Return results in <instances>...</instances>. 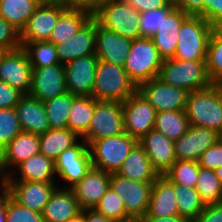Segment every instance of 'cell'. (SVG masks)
Segmentation results:
<instances>
[{"mask_svg": "<svg viewBox=\"0 0 222 222\" xmlns=\"http://www.w3.org/2000/svg\"><path fill=\"white\" fill-rule=\"evenodd\" d=\"M68 9L64 3L37 6L20 32L22 47L27 42L49 41L58 18Z\"/></svg>", "mask_w": 222, "mask_h": 222, "instance_id": "obj_14", "label": "cell"}, {"mask_svg": "<svg viewBox=\"0 0 222 222\" xmlns=\"http://www.w3.org/2000/svg\"><path fill=\"white\" fill-rule=\"evenodd\" d=\"M71 188H55L42 212L44 222H67L81 212Z\"/></svg>", "mask_w": 222, "mask_h": 222, "instance_id": "obj_27", "label": "cell"}, {"mask_svg": "<svg viewBox=\"0 0 222 222\" xmlns=\"http://www.w3.org/2000/svg\"><path fill=\"white\" fill-rule=\"evenodd\" d=\"M95 110V98L92 96H78L72 104L67 120V128L83 137L89 126Z\"/></svg>", "mask_w": 222, "mask_h": 222, "instance_id": "obj_32", "label": "cell"}, {"mask_svg": "<svg viewBox=\"0 0 222 222\" xmlns=\"http://www.w3.org/2000/svg\"><path fill=\"white\" fill-rule=\"evenodd\" d=\"M140 13L164 7H175L173 0H124Z\"/></svg>", "mask_w": 222, "mask_h": 222, "instance_id": "obj_49", "label": "cell"}, {"mask_svg": "<svg viewBox=\"0 0 222 222\" xmlns=\"http://www.w3.org/2000/svg\"><path fill=\"white\" fill-rule=\"evenodd\" d=\"M138 92L148 100L156 112L185 110L188 91L164 83L158 77L142 83Z\"/></svg>", "mask_w": 222, "mask_h": 222, "instance_id": "obj_13", "label": "cell"}, {"mask_svg": "<svg viewBox=\"0 0 222 222\" xmlns=\"http://www.w3.org/2000/svg\"><path fill=\"white\" fill-rule=\"evenodd\" d=\"M206 70L210 81L222 83V28L213 29L207 46Z\"/></svg>", "mask_w": 222, "mask_h": 222, "instance_id": "obj_37", "label": "cell"}, {"mask_svg": "<svg viewBox=\"0 0 222 222\" xmlns=\"http://www.w3.org/2000/svg\"><path fill=\"white\" fill-rule=\"evenodd\" d=\"M189 16L177 8H174L167 16H162V23L151 39L163 59L174 57L180 27Z\"/></svg>", "mask_w": 222, "mask_h": 222, "instance_id": "obj_23", "label": "cell"}, {"mask_svg": "<svg viewBox=\"0 0 222 222\" xmlns=\"http://www.w3.org/2000/svg\"><path fill=\"white\" fill-rule=\"evenodd\" d=\"M186 116L191 126L208 128L219 133L222 129V92L219 84L188 93Z\"/></svg>", "mask_w": 222, "mask_h": 222, "instance_id": "obj_1", "label": "cell"}, {"mask_svg": "<svg viewBox=\"0 0 222 222\" xmlns=\"http://www.w3.org/2000/svg\"><path fill=\"white\" fill-rule=\"evenodd\" d=\"M0 46L6 50H15L22 47L20 31L3 17H0Z\"/></svg>", "mask_w": 222, "mask_h": 222, "instance_id": "obj_46", "label": "cell"}, {"mask_svg": "<svg viewBox=\"0 0 222 222\" xmlns=\"http://www.w3.org/2000/svg\"><path fill=\"white\" fill-rule=\"evenodd\" d=\"M174 8L164 7L141 13L139 20L141 37H153L162 23V16H167Z\"/></svg>", "mask_w": 222, "mask_h": 222, "instance_id": "obj_44", "label": "cell"}, {"mask_svg": "<svg viewBox=\"0 0 222 222\" xmlns=\"http://www.w3.org/2000/svg\"><path fill=\"white\" fill-rule=\"evenodd\" d=\"M140 15L124 0H107L93 14V18L101 27L134 40L141 37Z\"/></svg>", "mask_w": 222, "mask_h": 222, "instance_id": "obj_5", "label": "cell"}, {"mask_svg": "<svg viewBox=\"0 0 222 222\" xmlns=\"http://www.w3.org/2000/svg\"><path fill=\"white\" fill-rule=\"evenodd\" d=\"M26 50L32 68H41L60 64L56 45L49 41L27 42Z\"/></svg>", "mask_w": 222, "mask_h": 222, "instance_id": "obj_39", "label": "cell"}, {"mask_svg": "<svg viewBox=\"0 0 222 222\" xmlns=\"http://www.w3.org/2000/svg\"><path fill=\"white\" fill-rule=\"evenodd\" d=\"M174 192L179 216L192 222L205 208V203L201 200L198 191L195 188L174 183Z\"/></svg>", "mask_w": 222, "mask_h": 222, "instance_id": "obj_35", "label": "cell"}, {"mask_svg": "<svg viewBox=\"0 0 222 222\" xmlns=\"http://www.w3.org/2000/svg\"><path fill=\"white\" fill-rule=\"evenodd\" d=\"M132 40L101 27L96 21L95 55L103 60L124 67Z\"/></svg>", "mask_w": 222, "mask_h": 222, "instance_id": "obj_20", "label": "cell"}, {"mask_svg": "<svg viewBox=\"0 0 222 222\" xmlns=\"http://www.w3.org/2000/svg\"><path fill=\"white\" fill-rule=\"evenodd\" d=\"M0 192V222H6L7 199L10 197L6 183L1 186ZM3 190V191H2Z\"/></svg>", "mask_w": 222, "mask_h": 222, "instance_id": "obj_52", "label": "cell"}, {"mask_svg": "<svg viewBox=\"0 0 222 222\" xmlns=\"http://www.w3.org/2000/svg\"><path fill=\"white\" fill-rule=\"evenodd\" d=\"M222 28V0H214V29Z\"/></svg>", "mask_w": 222, "mask_h": 222, "instance_id": "obj_54", "label": "cell"}, {"mask_svg": "<svg viewBox=\"0 0 222 222\" xmlns=\"http://www.w3.org/2000/svg\"><path fill=\"white\" fill-rule=\"evenodd\" d=\"M67 92L63 64L33 68L29 95L45 102Z\"/></svg>", "mask_w": 222, "mask_h": 222, "instance_id": "obj_17", "label": "cell"}, {"mask_svg": "<svg viewBox=\"0 0 222 222\" xmlns=\"http://www.w3.org/2000/svg\"><path fill=\"white\" fill-rule=\"evenodd\" d=\"M107 0H63L64 4L69 9L84 10L92 15L106 2Z\"/></svg>", "mask_w": 222, "mask_h": 222, "instance_id": "obj_51", "label": "cell"}, {"mask_svg": "<svg viewBox=\"0 0 222 222\" xmlns=\"http://www.w3.org/2000/svg\"><path fill=\"white\" fill-rule=\"evenodd\" d=\"M85 222H114V221L98 213L95 209H87L85 210Z\"/></svg>", "mask_w": 222, "mask_h": 222, "instance_id": "obj_53", "label": "cell"}, {"mask_svg": "<svg viewBox=\"0 0 222 222\" xmlns=\"http://www.w3.org/2000/svg\"><path fill=\"white\" fill-rule=\"evenodd\" d=\"M78 96L66 92L60 96L44 102L46 115L49 121L50 129L67 128V120L73 101Z\"/></svg>", "mask_w": 222, "mask_h": 222, "instance_id": "obj_36", "label": "cell"}, {"mask_svg": "<svg viewBox=\"0 0 222 222\" xmlns=\"http://www.w3.org/2000/svg\"><path fill=\"white\" fill-rule=\"evenodd\" d=\"M218 140L216 131L190 125L188 131L174 142L176 159L198 162L202 153Z\"/></svg>", "mask_w": 222, "mask_h": 222, "instance_id": "obj_18", "label": "cell"}, {"mask_svg": "<svg viewBox=\"0 0 222 222\" xmlns=\"http://www.w3.org/2000/svg\"><path fill=\"white\" fill-rule=\"evenodd\" d=\"M6 222H44L42 213L23 207L11 197L7 199Z\"/></svg>", "mask_w": 222, "mask_h": 222, "instance_id": "obj_45", "label": "cell"}, {"mask_svg": "<svg viewBox=\"0 0 222 222\" xmlns=\"http://www.w3.org/2000/svg\"><path fill=\"white\" fill-rule=\"evenodd\" d=\"M96 20L92 17L72 38L56 45L60 64L95 54Z\"/></svg>", "mask_w": 222, "mask_h": 222, "instance_id": "obj_22", "label": "cell"}, {"mask_svg": "<svg viewBox=\"0 0 222 222\" xmlns=\"http://www.w3.org/2000/svg\"><path fill=\"white\" fill-rule=\"evenodd\" d=\"M98 57H79L64 65L67 92L75 96H92Z\"/></svg>", "mask_w": 222, "mask_h": 222, "instance_id": "obj_15", "label": "cell"}, {"mask_svg": "<svg viewBox=\"0 0 222 222\" xmlns=\"http://www.w3.org/2000/svg\"><path fill=\"white\" fill-rule=\"evenodd\" d=\"M15 111L23 131L40 135L50 129L44 102L41 100L24 95Z\"/></svg>", "mask_w": 222, "mask_h": 222, "instance_id": "obj_26", "label": "cell"}, {"mask_svg": "<svg viewBox=\"0 0 222 222\" xmlns=\"http://www.w3.org/2000/svg\"><path fill=\"white\" fill-rule=\"evenodd\" d=\"M195 189L205 205L222 203V184L215 170L199 167Z\"/></svg>", "mask_w": 222, "mask_h": 222, "instance_id": "obj_38", "label": "cell"}, {"mask_svg": "<svg viewBox=\"0 0 222 222\" xmlns=\"http://www.w3.org/2000/svg\"><path fill=\"white\" fill-rule=\"evenodd\" d=\"M23 96L18 89L0 80V109L15 108Z\"/></svg>", "mask_w": 222, "mask_h": 222, "instance_id": "obj_48", "label": "cell"}, {"mask_svg": "<svg viewBox=\"0 0 222 222\" xmlns=\"http://www.w3.org/2000/svg\"><path fill=\"white\" fill-rule=\"evenodd\" d=\"M22 131L15 108L0 109V152Z\"/></svg>", "mask_w": 222, "mask_h": 222, "instance_id": "obj_43", "label": "cell"}, {"mask_svg": "<svg viewBox=\"0 0 222 222\" xmlns=\"http://www.w3.org/2000/svg\"><path fill=\"white\" fill-rule=\"evenodd\" d=\"M218 136H219V141L222 142V129H221V131L218 133Z\"/></svg>", "mask_w": 222, "mask_h": 222, "instance_id": "obj_62", "label": "cell"}, {"mask_svg": "<svg viewBox=\"0 0 222 222\" xmlns=\"http://www.w3.org/2000/svg\"><path fill=\"white\" fill-rule=\"evenodd\" d=\"M92 167L90 150L84 139L64 150L55 160L56 174L69 183L68 188L79 182Z\"/></svg>", "mask_w": 222, "mask_h": 222, "instance_id": "obj_11", "label": "cell"}, {"mask_svg": "<svg viewBox=\"0 0 222 222\" xmlns=\"http://www.w3.org/2000/svg\"><path fill=\"white\" fill-rule=\"evenodd\" d=\"M192 222H222V203L207 204Z\"/></svg>", "mask_w": 222, "mask_h": 222, "instance_id": "obj_50", "label": "cell"}, {"mask_svg": "<svg viewBox=\"0 0 222 222\" xmlns=\"http://www.w3.org/2000/svg\"><path fill=\"white\" fill-rule=\"evenodd\" d=\"M163 60L152 39L140 37L132 40L124 69L139 87L159 76Z\"/></svg>", "mask_w": 222, "mask_h": 222, "instance_id": "obj_4", "label": "cell"}, {"mask_svg": "<svg viewBox=\"0 0 222 222\" xmlns=\"http://www.w3.org/2000/svg\"><path fill=\"white\" fill-rule=\"evenodd\" d=\"M138 91L126 70L103 60H98L92 97L98 101L123 103Z\"/></svg>", "mask_w": 222, "mask_h": 222, "instance_id": "obj_2", "label": "cell"}, {"mask_svg": "<svg viewBox=\"0 0 222 222\" xmlns=\"http://www.w3.org/2000/svg\"><path fill=\"white\" fill-rule=\"evenodd\" d=\"M153 183L130 180L117 173H112L110 176V187L123 200L130 218H145Z\"/></svg>", "mask_w": 222, "mask_h": 222, "instance_id": "obj_9", "label": "cell"}, {"mask_svg": "<svg viewBox=\"0 0 222 222\" xmlns=\"http://www.w3.org/2000/svg\"><path fill=\"white\" fill-rule=\"evenodd\" d=\"M219 84V86H220V88H221V92H222V83H218Z\"/></svg>", "mask_w": 222, "mask_h": 222, "instance_id": "obj_63", "label": "cell"}, {"mask_svg": "<svg viewBox=\"0 0 222 222\" xmlns=\"http://www.w3.org/2000/svg\"><path fill=\"white\" fill-rule=\"evenodd\" d=\"M179 216L174 183L160 175L152 185L148 212L145 217Z\"/></svg>", "mask_w": 222, "mask_h": 222, "instance_id": "obj_25", "label": "cell"}, {"mask_svg": "<svg viewBox=\"0 0 222 222\" xmlns=\"http://www.w3.org/2000/svg\"><path fill=\"white\" fill-rule=\"evenodd\" d=\"M199 166L211 170L222 167V142L217 141L205 150L198 161Z\"/></svg>", "mask_w": 222, "mask_h": 222, "instance_id": "obj_47", "label": "cell"}, {"mask_svg": "<svg viewBox=\"0 0 222 222\" xmlns=\"http://www.w3.org/2000/svg\"><path fill=\"white\" fill-rule=\"evenodd\" d=\"M37 6L33 0H0V17L21 32Z\"/></svg>", "mask_w": 222, "mask_h": 222, "instance_id": "obj_34", "label": "cell"}, {"mask_svg": "<svg viewBox=\"0 0 222 222\" xmlns=\"http://www.w3.org/2000/svg\"><path fill=\"white\" fill-rule=\"evenodd\" d=\"M77 137L69 128L49 129L39 135L40 153L55 161L64 150L77 143Z\"/></svg>", "mask_w": 222, "mask_h": 222, "instance_id": "obj_31", "label": "cell"}, {"mask_svg": "<svg viewBox=\"0 0 222 222\" xmlns=\"http://www.w3.org/2000/svg\"><path fill=\"white\" fill-rule=\"evenodd\" d=\"M199 163L196 161L176 160L164 174L172 183L195 188L198 180Z\"/></svg>", "mask_w": 222, "mask_h": 222, "instance_id": "obj_40", "label": "cell"}, {"mask_svg": "<svg viewBox=\"0 0 222 222\" xmlns=\"http://www.w3.org/2000/svg\"><path fill=\"white\" fill-rule=\"evenodd\" d=\"M124 132L122 103L95 99V110L89 130L82 139L89 145L93 140L113 137Z\"/></svg>", "mask_w": 222, "mask_h": 222, "instance_id": "obj_8", "label": "cell"}, {"mask_svg": "<svg viewBox=\"0 0 222 222\" xmlns=\"http://www.w3.org/2000/svg\"><path fill=\"white\" fill-rule=\"evenodd\" d=\"M94 209L114 222H124L130 219L124 207L123 200L111 187L102 196Z\"/></svg>", "mask_w": 222, "mask_h": 222, "instance_id": "obj_41", "label": "cell"}, {"mask_svg": "<svg viewBox=\"0 0 222 222\" xmlns=\"http://www.w3.org/2000/svg\"><path fill=\"white\" fill-rule=\"evenodd\" d=\"M10 197L23 207L42 213L55 188V182L6 181Z\"/></svg>", "mask_w": 222, "mask_h": 222, "instance_id": "obj_16", "label": "cell"}, {"mask_svg": "<svg viewBox=\"0 0 222 222\" xmlns=\"http://www.w3.org/2000/svg\"><path fill=\"white\" fill-rule=\"evenodd\" d=\"M111 173L92 167L90 171L71 187L81 210L94 209L110 188Z\"/></svg>", "mask_w": 222, "mask_h": 222, "instance_id": "obj_19", "label": "cell"}, {"mask_svg": "<svg viewBox=\"0 0 222 222\" xmlns=\"http://www.w3.org/2000/svg\"><path fill=\"white\" fill-rule=\"evenodd\" d=\"M138 143L144 148L159 175H164L177 160L174 142L155 129H152Z\"/></svg>", "mask_w": 222, "mask_h": 222, "instance_id": "obj_21", "label": "cell"}, {"mask_svg": "<svg viewBox=\"0 0 222 222\" xmlns=\"http://www.w3.org/2000/svg\"><path fill=\"white\" fill-rule=\"evenodd\" d=\"M93 15L84 10L67 9L59 18L51 32L49 42L57 45L72 38Z\"/></svg>", "mask_w": 222, "mask_h": 222, "instance_id": "obj_30", "label": "cell"}, {"mask_svg": "<svg viewBox=\"0 0 222 222\" xmlns=\"http://www.w3.org/2000/svg\"><path fill=\"white\" fill-rule=\"evenodd\" d=\"M147 222H189L186 218L181 216L171 217H145Z\"/></svg>", "mask_w": 222, "mask_h": 222, "instance_id": "obj_55", "label": "cell"}, {"mask_svg": "<svg viewBox=\"0 0 222 222\" xmlns=\"http://www.w3.org/2000/svg\"><path fill=\"white\" fill-rule=\"evenodd\" d=\"M158 78L188 92L204 89L212 84L207 74L206 60L164 59Z\"/></svg>", "mask_w": 222, "mask_h": 222, "instance_id": "obj_3", "label": "cell"}, {"mask_svg": "<svg viewBox=\"0 0 222 222\" xmlns=\"http://www.w3.org/2000/svg\"><path fill=\"white\" fill-rule=\"evenodd\" d=\"M213 29L206 19L190 15L180 27L173 58L185 61L206 60L208 41Z\"/></svg>", "mask_w": 222, "mask_h": 222, "instance_id": "obj_7", "label": "cell"}, {"mask_svg": "<svg viewBox=\"0 0 222 222\" xmlns=\"http://www.w3.org/2000/svg\"><path fill=\"white\" fill-rule=\"evenodd\" d=\"M124 222H147V220L145 218H130Z\"/></svg>", "mask_w": 222, "mask_h": 222, "instance_id": "obj_58", "label": "cell"}, {"mask_svg": "<svg viewBox=\"0 0 222 222\" xmlns=\"http://www.w3.org/2000/svg\"><path fill=\"white\" fill-rule=\"evenodd\" d=\"M7 50L5 48H3L2 46H0V60L3 57V55L5 54Z\"/></svg>", "mask_w": 222, "mask_h": 222, "instance_id": "obj_61", "label": "cell"}, {"mask_svg": "<svg viewBox=\"0 0 222 222\" xmlns=\"http://www.w3.org/2000/svg\"><path fill=\"white\" fill-rule=\"evenodd\" d=\"M32 66L26 50L20 47L7 50L0 60V80L29 95L32 83Z\"/></svg>", "mask_w": 222, "mask_h": 222, "instance_id": "obj_12", "label": "cell"}, {"mask_svg": "<svg viewBox=\"0 0 222 222\" xmlns=\"http://www.w3.org/2000/svg\"><path fill=\"white\" fill-rule=\"evenodd\" d=\"M17 167L20 172V177H18L19 179H15L13 174H10L9 172L6 176V181L55 182V161L47 158L42 153H38L30 157L17 165L16 168Z\"/></svg>", "mask_w": 222, "mask_h": 222, "instance_id": "obj_29", "label": "cell"}, {"mask_svg": "<svg viewBox=\"0 0 222 222\" xmlns=\"http://www.w3.org/2000/svg\"><path fill=\"white\" fill-rule=\"evenodd\" d=\"M38 6L64 3L63 0H33Z\"/></svg>", "mask_w": 222, "mask_h": 222, "instance_id": "obj_56", "label": "cell"}, {"mask_svg": "<svg viewBox=\"0 0 222 222\" xmlns=\"http://www.w3.org/2000/svg\"><path fill=\"white\" fill-rule=\"evenodd\" d=\"M40 153L39 135L22 131L16 135L0 152V166L5 177L7 167H16L23 161Z\"/></svg>", "mask_w": 222, "mask_h": 222, "instance_id": "obj_24", "label": "cell"}, {"mask_svg": "<svg viewBox=\"0 0 222 222\" xmlns=\"http://www.w3.org/2000/svg\"><path fill=\"white\" fill-rule=\"evenodd\" d=\"M137 143L138 141L126 132L93 140L88 145L93 167L107 173H117Z\"/></svg>", "mask_w": 222, "mask_h": 222, "instance_id": "obj_6", "label": "cell"}, {"mask_svg": "<svg viewBox=\"0 0 222 222\" xmlns=\"http://www.w3.org/2000/svg\"><path fill=\"white\" fill-rule=\"evenodd\" d=\"M185 110L156 112L154 129L175 142L189 129Z\"/></svg>", "mask_w": 222, "mask_h": 222, "instance_id": "obj_33", "label": "cell"}, {"mask_svg": "<svg viewBox=\"0 0 222 222\" xmlns=\"http://www.w3.org/2000/svg\"><path fill=\"white\" fill-rule=\"evenodd\" d=\"M124 129L140 141L154 129L156 110L138 91L122 103Z\"/></svg>", "mask_w": 222, "mask_h": 222, "instance_id": "obj_10", "label": "cell"}, {"mask_svg": "<svg viewBox=\"0 0 222 222\" xmlns=\"http://www.w3.org/2000/svg\"><path fill=\"white\" fill-rule=\"evenodd\" d=\"M215 172H216V175H217L218 179L220 180V182H221V184H222V167L217 168V169L215 170Z\"/></svg>", "mask_w": 222, "mask_h": 222, "instance_id": "obj_60", "label": "cell"}, {"mask_svg": "<svg viewBox=\"0 0 222 222\" xmlns=\"http://www.w3.org/2000/svg\"><path fill=\"white\" fill-rule=\"evenodd\" d=\"M0 186H2V185H4L5 184V182H6V177H5V175L3 174V171H2V169H1V166H0Z\"/></svg>", "mask_w": 222, "mask_h": 222, "instance_id": "obj_59", "label": "cell"}, {"mask_svg": "<svg viewBox=\"0 0 222 222\" xmlns=\"http://www.w3.org/2000/svg\"><path fill=\"white\" fill-rule=\"evenodd\" d=\"M117 174L139 182H155L160 176L139 143L130 151Z\"/></svg>", "mask_w": 222, "mask_h": 222, "instance_id": "obj_28", "label": "cell"}, {"mask_svg": "<svg viewBox=\"0 0 222 222\" xmlns=\"http://www.w3.org/2000/svg\"><path fill=\"white\" fill-rule=\"evenodd\" d=\"M175 8L206 19L214 28V0H173Z\"/></svg>", "mask_w": 222, "mask_h": 222, "instance_id": "obj_42", "label": "cell"}, {"mask_svg": "<svg viewBox=\"0 0 222 222\" xmlns=\"http://www.w3.org/2000/svg\"><path fill=\"white\" fill-rule=\"evenodd\" d=\"M67 222H85V210H82L76 216L69 219Z\"/></svg>", "mask_w": 222, "mask_h": 222, "instance_id": "obj_57", "label": "cell"}]
</instances>
